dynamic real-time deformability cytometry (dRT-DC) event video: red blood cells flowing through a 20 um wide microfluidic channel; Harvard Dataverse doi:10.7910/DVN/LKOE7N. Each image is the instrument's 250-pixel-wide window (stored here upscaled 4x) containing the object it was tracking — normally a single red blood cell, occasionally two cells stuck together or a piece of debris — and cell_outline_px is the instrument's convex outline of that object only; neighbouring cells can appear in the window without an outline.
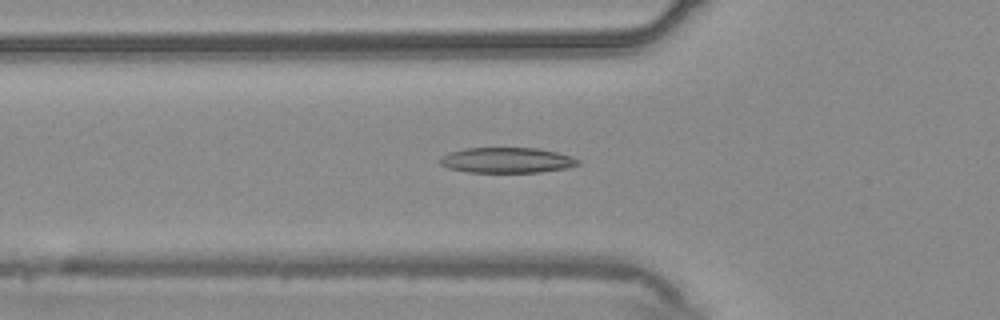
{"species": "common noctule bat (a hibernating species)", "species_latin": "Nyctalus noctula", "temperature_condition": "warm", "stored_images_in_passage": 45, "camera_frame_rate_fps": 3000, "um_per_image_px": 0.085, "animal": {"sex": "male", "body_mass_g": 20.4}, "frame": {"image": 1, "passage_image": 13, "time_ms": 4.0, "image_size_px": [1000, 320], "cell_outline_px": [[580, 164], [568, 168], [540, 172], [468, 172], [448, 168], [440, 164], [440, 156], [448, 152], [464, 148], [536, 148], [556, 152], [572, 156], [580, 160]], "centroid_in_image_um": [43.08, 13.62], "position_along_channel_um": 82.7, "area_um2": 20.58}}
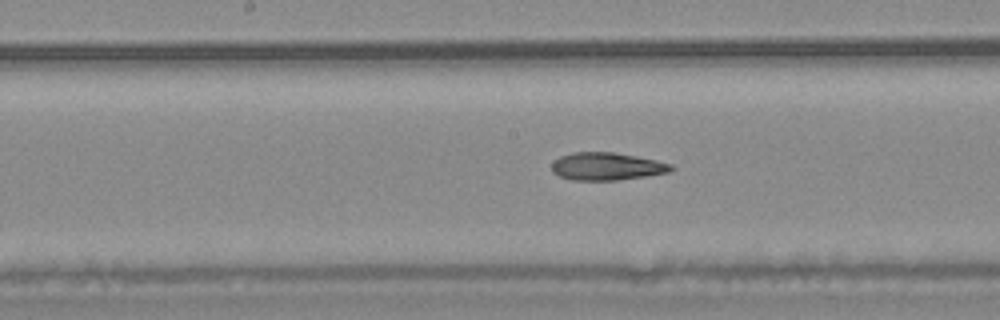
{"frame": {"image": 2, "passage_image": 22, "time_ms": 7.0, "image_size_px": [1000, 320], "cell_outline_px": [[672, 168], [668, 172], [644, 176], [616, 180], [572, 180], [560, 176], [552, 172], [552, 160], [560, 156], [572, 152], [612, 152], [636, 156], [656, 160], [672, 164]], "centroid_in_image_um": [51.51, 14.13], "position_along_channel_um": 196.7, "area_um2": 19.13}}
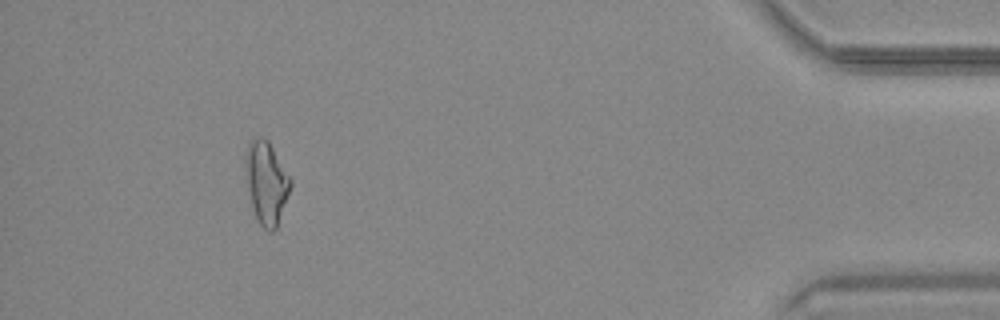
{"frame": {"image": 3, "passage_image": 44, "time_ms": 14.333, "image_size_px": [1000, 320], "cell_outline_px": [[292, 184], [276, 228], [272, 232], [268, 232], [256, 220], [248, 188], [244, 160], [244, 156], [248, 144], [256, 136], [260, 136], [268, 140], [292, 180]], "centroid_in_image_um": [22.63, 15.5], "position_along_channel_um": 412.6, "area_um2": 21.5}}